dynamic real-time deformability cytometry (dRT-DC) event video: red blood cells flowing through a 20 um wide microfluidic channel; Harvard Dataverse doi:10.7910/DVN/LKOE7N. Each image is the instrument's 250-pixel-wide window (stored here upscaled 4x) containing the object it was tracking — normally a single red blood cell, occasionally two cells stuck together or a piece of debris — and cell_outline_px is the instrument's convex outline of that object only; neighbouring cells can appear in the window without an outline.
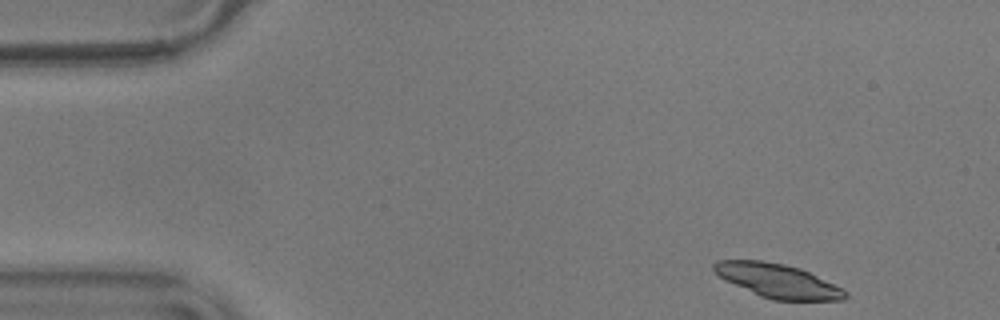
{"species": "common noctule bat (a hibernating species)", "species_latin": "Nyctalus noctula", "temperature_condition": "warm", "stored_images_in_passage": 51, "camera_frame_rate_fps": 3000, "um_per_image_px": 0.085, "animal": {"sex": "male", "body_mass_g": 17.9}, "frame": {"image": 1, "passage_image": 1, "time_ms": 0.0, "image_size_px": [1000, 320], "cell_outline_px": [[848, 296], [844, 300], [772, 300], [760, 296], [724, 280], [712, 268], [712, 264], [716, 260], [760, 260], [784, 264], [800, 268], [844, 288], [848, 292]], "centroid_in_image_um": [66.12, 23.87], "position_along_channel_um": 18.9, "area_um2": 26.01}}